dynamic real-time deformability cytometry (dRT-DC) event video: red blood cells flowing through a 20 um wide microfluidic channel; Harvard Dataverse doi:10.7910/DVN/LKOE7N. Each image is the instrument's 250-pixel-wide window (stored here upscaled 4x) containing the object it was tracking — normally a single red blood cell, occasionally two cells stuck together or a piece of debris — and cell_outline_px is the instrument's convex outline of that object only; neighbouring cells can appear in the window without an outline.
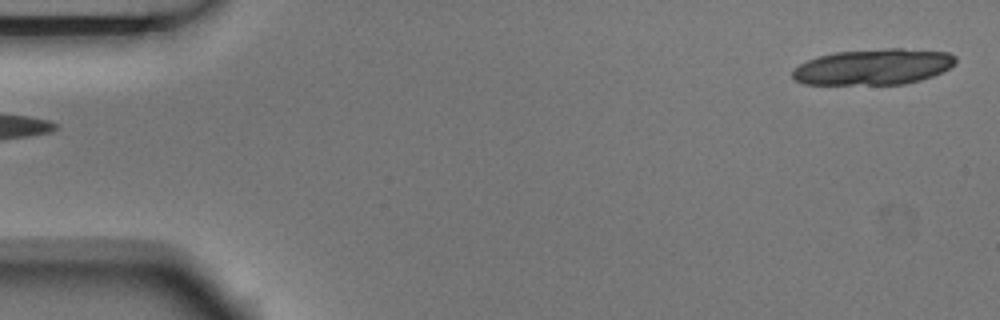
{"species": "Egyptian fruit bat (a non-hibernating species)", "species_latin": "Rousettus aegyptiacus", "temperature_condition": "room temperature", "stored_images_in_passage": 2, "segment_of_instrument_passage": [2, 2], "camera_frame_rate_fps": 3000, "um_per_image_px": 0.085, "animal": {"sex": "male"}, "frame": {"image": 1, "passage_image": 2, "time_ms": 0.333, "image_size_px": [1000, 320], "cell_outline_px": [[956, 64], [932, 76], [920, 80], [904, 84], [804, 84], [796, 80], [792, 76], [792, 72], [800, 64], [808, 60], [820, 56], [836, 52], [884, 48], [900, 48], [948, 52], [956, 56]], "centroid_in_image_um": [74.27, 5.68], "position_along_channel_um": 10.7, "area_um2": 33.93}}